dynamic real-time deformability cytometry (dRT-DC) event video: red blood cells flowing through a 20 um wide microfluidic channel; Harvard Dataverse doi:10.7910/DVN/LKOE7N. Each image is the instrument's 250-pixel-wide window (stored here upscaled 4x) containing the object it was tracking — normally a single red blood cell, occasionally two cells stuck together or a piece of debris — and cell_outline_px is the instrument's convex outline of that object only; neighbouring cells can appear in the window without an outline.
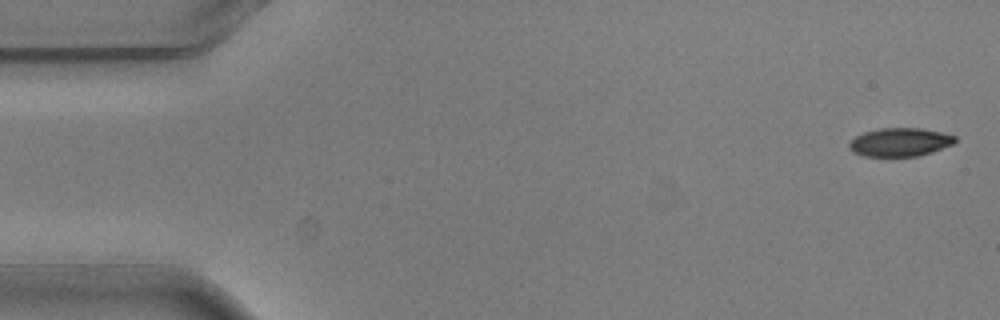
{"species": "common noctule bat (a hibernating species)", "species_latin": "Nyctalus noctula", "temperature_condition": "warm", "stored_images_in_passage": 4, "camera_frame_rate_fps": 3000, "um_per_image_px": 0.085, "animal": {"sex": "male", "body_mass_g": 20.5, "forearm_length_mm": 52.5}, "frame": {"image": 1, "passage_image": 4, "time_ms": 1.0, "image_size_px": [1000, 320], "cell_outline_px": [[956, 140], [952, 144], [932, 152], [920, 156], [864, 156], [852, 152], [848, 148], [848, 144], [856, 136], [864, 132], [880, 128], [920, 128], [940, 132], [956, 136]], "centroid_in_image_um": [76.47, 12.08], "position_along_channel_um": 8.5, "area_um2": 17.51}}